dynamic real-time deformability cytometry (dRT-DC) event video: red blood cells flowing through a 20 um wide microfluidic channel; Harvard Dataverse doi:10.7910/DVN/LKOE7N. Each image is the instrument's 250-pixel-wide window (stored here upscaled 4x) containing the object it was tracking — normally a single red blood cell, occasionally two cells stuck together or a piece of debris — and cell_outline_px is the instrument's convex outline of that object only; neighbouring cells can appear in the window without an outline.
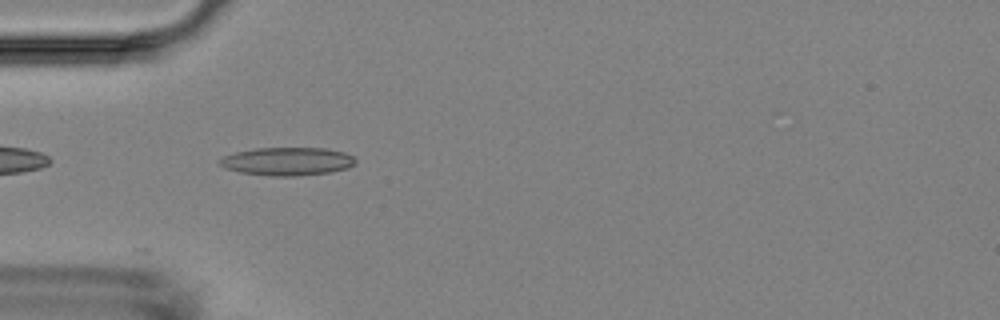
{"species": "Egyptian fruit bat (a non-hibernating species)", "species_latin": "Rousettus aegyptiacus", "temperature_condition": "room temperature", "stored_images_in_passage": 4, "camera_frame_rate_fps": 3000, "um_per_image_px": 0.085, "animal": {"sex": "female"}, "frame": {"image": 1, "passage_image": 4, "time_ms": 3.667, "image_size_px": [1000, 320], "cell_outline_px": [[356, 164], [348, 168], [328, 172], [296, 176], [268, 176], [240, 172], [224, 168], [216, 160], [224, 156], [236, 152], [256, 148], [324, 148], [344, 152], [352, 156], [356, 160]], "centroid_in_image_um": [24.4, 13.72], "position_along_channel_um": 60.6, "area_um2": 22.31}}